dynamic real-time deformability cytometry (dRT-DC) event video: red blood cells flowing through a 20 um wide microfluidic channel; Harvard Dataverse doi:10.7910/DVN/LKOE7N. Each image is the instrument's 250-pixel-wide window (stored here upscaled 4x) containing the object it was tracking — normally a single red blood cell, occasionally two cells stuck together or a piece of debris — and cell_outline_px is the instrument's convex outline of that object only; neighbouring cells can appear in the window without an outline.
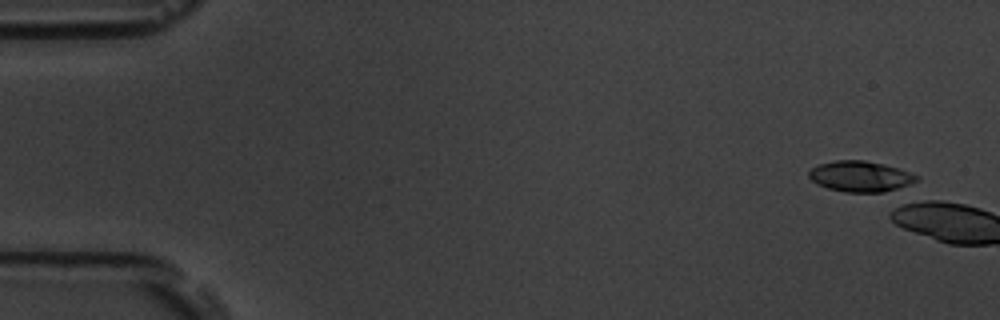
{"species": "common noctule bat (a hibernating species)", "species_latin": "Nyctalus noctula", "temperature_condition": "room temperature", "stored_images_in_passage": 3, "camera_frame_rate_fps": 3000, "um_per_image_px": 0.085, "animal": {"sex": "male", "body_mass_g": 19.5, "forearm_length_mm": 54.6}, "frame": {"image": 1, "passage_image": 3, "time_ms": 0.667, "image_size_px": [1000, 320], "cell_outline_px": [[920, 176], [916, 180], [908, 184], [884, 192], [844, 192], [828, 188], [816, 184], [808, 176], [808, 172], [812, 168], [820, 164], [836, 160], [864, 160], [884, 164]], "centroid_in_image_um": [73.08, 14.99], "position_along_channel_um": 11.9, "area_um2": 19.02}}